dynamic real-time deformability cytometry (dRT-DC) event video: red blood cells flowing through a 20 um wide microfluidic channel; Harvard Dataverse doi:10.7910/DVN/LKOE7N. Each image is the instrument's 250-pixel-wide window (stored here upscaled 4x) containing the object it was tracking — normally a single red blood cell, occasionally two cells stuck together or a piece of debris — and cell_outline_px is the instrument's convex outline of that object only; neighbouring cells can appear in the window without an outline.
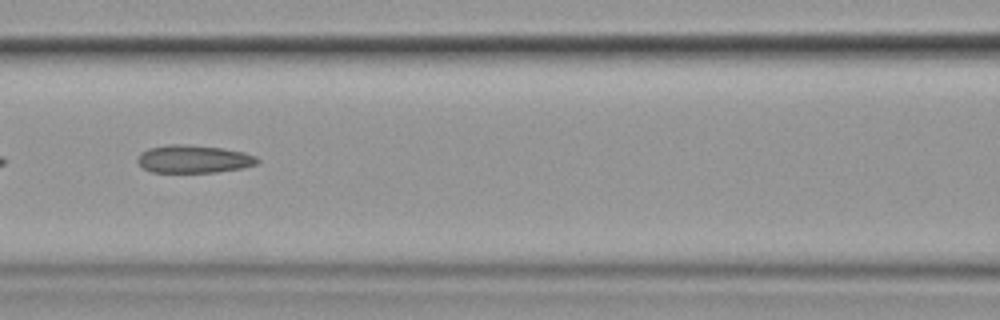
{"species": "common noctule bat (a hibernating species)", "species_latin": "Nyctalus noctula", "temperature_condition": "cold", "stored_images_in_passage": 9, "segment_of_instrument_passage": [2, 2], "camera_frame_rate_fps": 3000, "um_per_image_px": 0.085, "animal": {"sex": "female", "body_mass_g": 19.9}, "frame": {"image": 1, "passage_image": 6, "time_ms": 5.667, "image_size_px": [1000, 320], "cell_outline_px": [[260, 160], [256, 164], [240, 168], [216, 172], [152, 172], [144, 168], [136, 160], [140, 152], [148, 148], [168, 144], [184, 144], [224, 148], [244, 152], [256, 156]], "centroid_in_image_um": [16.44, 13.5], "position_along_channel_um": 150.2, "area_um2": 19.48}}
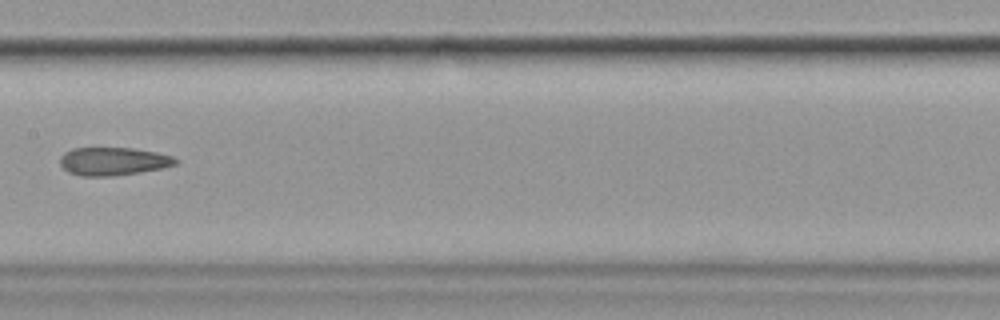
{"frame": {"image": 2, "passage_image": 7, "time_ms": 7.0, "image_size_px": [1000, 320], "cell_outline_px": [[180, 160], [176, 164], [160, 168], [112, 176], [80, 176], [68, 172], [60, 164], [60, 156], [64, 152], [72, 148], [132, 148], [156, 152], [172, 156]], "centroid_in_image_um": [9.59, 13.7], "position_along_channel_um": 197.8, "area_um2": 18.79}}
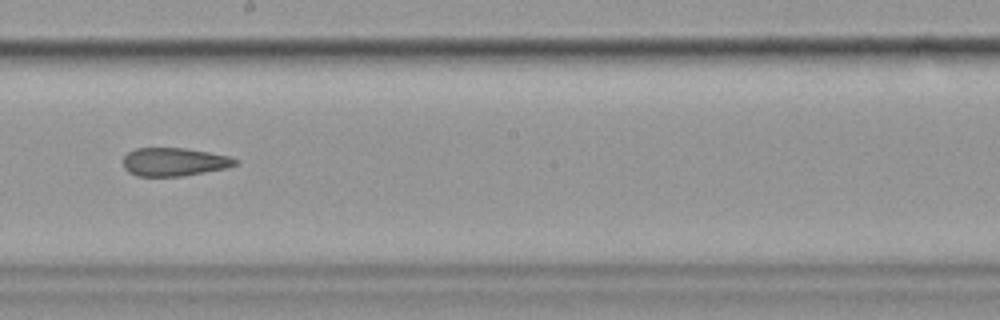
{"frame": {"image": 3, "passage_image": 8, "time_ms": 8.0, "image_size_px": [1000, 320], "cell_outline_px": [[240, 164], [228, 168], [184, 176], [136, 176], [128, 172], [124, 168], [124, 156], [128, 152], [136, 148], [184, 148], [208, 152], [228, 156], [236, 160]], "centroid_in_image_um": [14.81, 13.77], "position_along_channel_um": 233.4, "area_um2": 18.55}}